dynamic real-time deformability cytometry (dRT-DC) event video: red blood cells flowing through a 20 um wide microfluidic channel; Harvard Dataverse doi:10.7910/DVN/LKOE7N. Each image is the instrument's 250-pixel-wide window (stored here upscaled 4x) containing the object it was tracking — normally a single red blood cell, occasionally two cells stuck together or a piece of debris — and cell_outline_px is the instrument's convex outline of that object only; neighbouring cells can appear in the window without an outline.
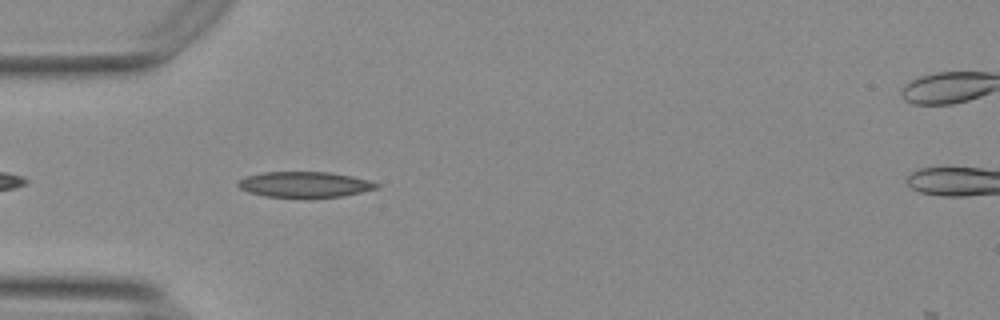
{"species": "Egyptian fruit bat (a non-hibernating species)", "species_latin": "Rousettus aegyptiacus", "temperature_condition": "warm", "stored_images_in_passage": 43, "camera_frame_rate_fps": 3000, "um_per_image_px": 0.085, "animal": {"sex": "female"}, "frame": {"image": 1, "passage_image": 5, "time_ms": 1.333, "image_size_px": [1000, 320], "cell_outline_px": [[380, 184], [376, 188], [360, 192], [340, 196], [268, 196], [248, 192], [240, 188], [236, 184], [240, 180], [248, 176], [264, 172], [328, 172], [348, 176]], "centroid_in_image_um": [25.83, 15.66], "position_along_channel_um": 59.2, "area_um2": 19.77}}
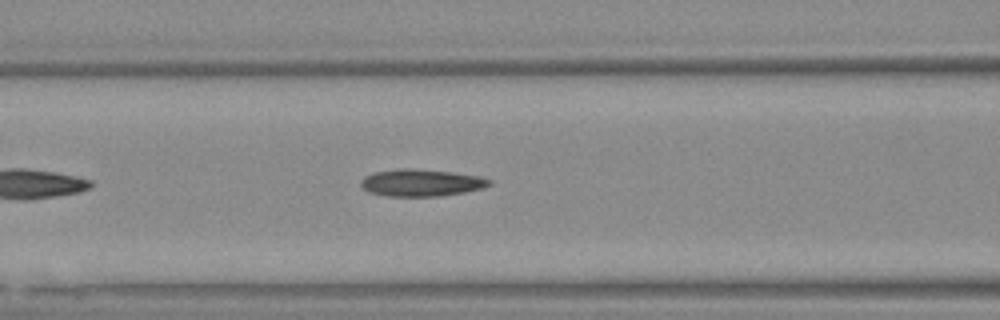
{"frame": {"image": 2, "passage_image": 11, "time_ms": 3.333, "image_size_px": [1000, 320], "cell_outline_px": [[492, 184], [480, 188], [464, 192], [440, 196], [388, 196], [372, 192], [364, 188], [360, 184], [360, 180], [376, 172], [448, 172], [476, 176], [492, 180]], "centroid_in_image_um": [35.87, 15.6], "position_along_channel_um": 130.7, "area_um2": 18.55}}
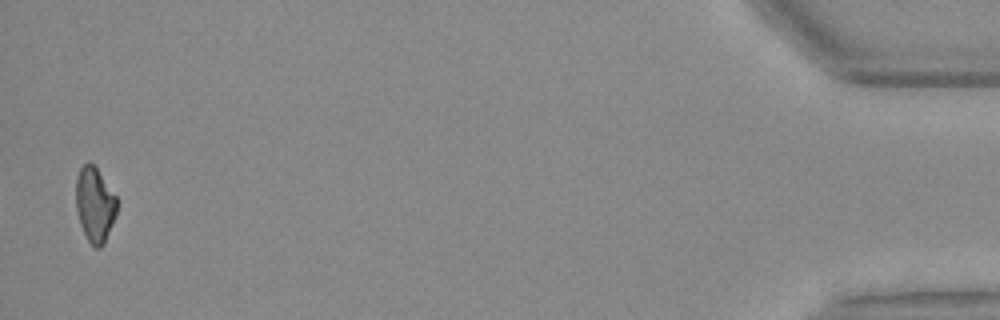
{"frame": {"image": 3, "passage_image": 42, "time_ms": 13.667, "image_size_px": [1000, 320], "cell_outline_px": [[116, 212], [104, 244], [100, 248], [96, 248], [88, 240], [80, 224], [76, 208], [76, 180], [80, 168], [88, 160], [96, 168], [116, 196]], "centroid_in_image_um": [8.04, 17.38], "position_along_channel_um": 427.2, "area_um2": 17.51}, "authors_computed_cell_mechanics": {"area_um2": 18.9584, "velocity_mm_per_s": 3.748, "shape_relaxation_time_tau1_ms": null, "shape_relaxation_time_tau2_ms": 9.2364, "deformation_change_tau1": null, "deformation_change_tau2": 0.2095}}